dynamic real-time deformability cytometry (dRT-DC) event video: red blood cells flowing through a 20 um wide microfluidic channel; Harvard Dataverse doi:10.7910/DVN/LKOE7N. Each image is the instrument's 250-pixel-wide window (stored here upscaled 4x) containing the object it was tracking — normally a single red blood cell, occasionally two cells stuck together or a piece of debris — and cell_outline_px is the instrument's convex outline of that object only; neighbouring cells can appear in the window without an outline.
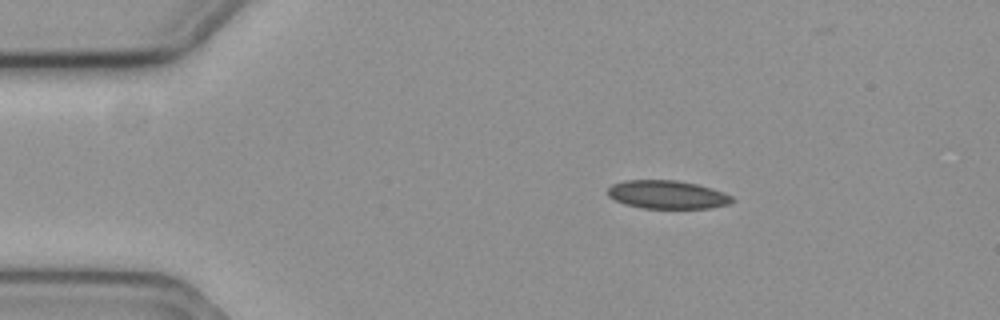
{"species": "common noctule bat (a hibernating species)", "species_latin": "Nyctalus noctula", "temperature_condition": "cold", "stored_images_in_passage": 50, "camera_frame_rate_fps": 3000, "um_per_image_px": 0.085, "animal": {"sex": "female", "body_mass_g": 19.3, "forearm_length_mm": 54.1}, "frame": {"image": 1, "passage_image": 1, "time_ms": 0.0, "image_size_px": [1000, 320], "cell_outline_px": [[736, 200], [728, 204], [708, 208], [640, 208], [624, 204], [608, 196], [608, 188], [612, 184], [624, 180], [676, 180], [696, 184], [712, 188], [724, 192], [732, 196]], "centroid_in_image_um": [56.72, 16.54], "position_along_channel_um": 28.3, "area_um2": 20.58}}
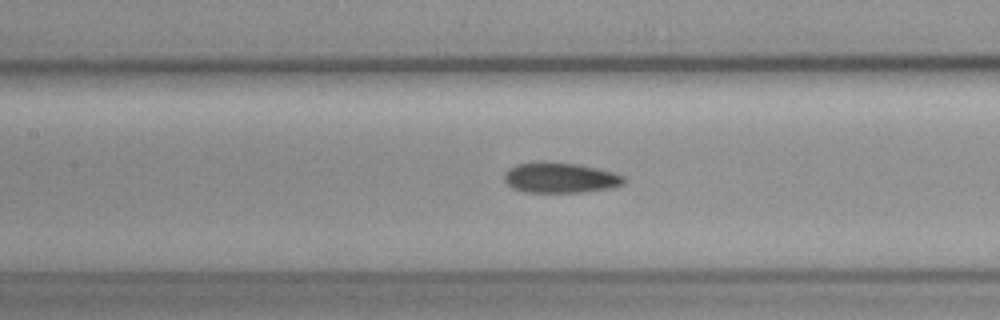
{"frame": {"image": 2, "passage_image": 17, "time_ms": 5.333, "image_size_px": [1000, 320], "cell_outline_px": [[624, 184], [612, 188], [584, 192], [524, 192], [512, 188], [504, 180], [504, 172], [508, 168], [516, 164], [540, 160], [544, 160], [580, 164], [612, 172], [624, 176]], "centroid_in_image_um": [47.58, 15.09], "position_along_channel_um": 159.8, "area_um2": 21.62}}
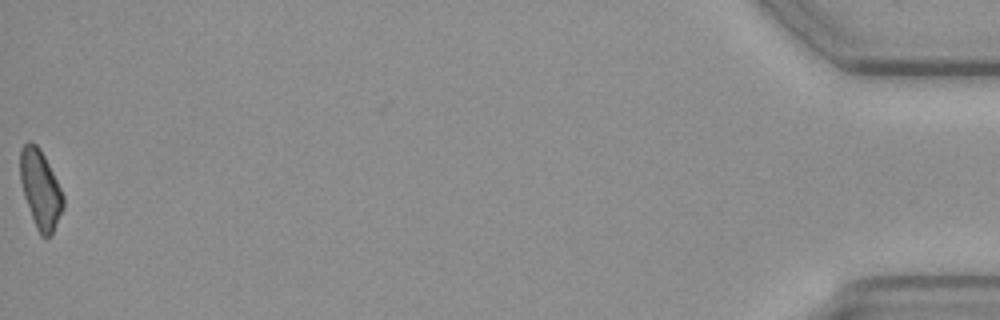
{"frame": {"image": 3, "passage_image": 49, "time_ms": 16.0, "image_size_px": [1000, 320], "cell_outline_px": [[64, 208], [52, 236], [40, 236], [36, 228], [24, 196], [20, 180], [20, 148], [28, 140], [36, 144], [40, 148], [64, 196]], "centroid_in_image_um": [3.43, 16.1], "position_along_channel_um": 431.8, "area_um2": 19.65}}